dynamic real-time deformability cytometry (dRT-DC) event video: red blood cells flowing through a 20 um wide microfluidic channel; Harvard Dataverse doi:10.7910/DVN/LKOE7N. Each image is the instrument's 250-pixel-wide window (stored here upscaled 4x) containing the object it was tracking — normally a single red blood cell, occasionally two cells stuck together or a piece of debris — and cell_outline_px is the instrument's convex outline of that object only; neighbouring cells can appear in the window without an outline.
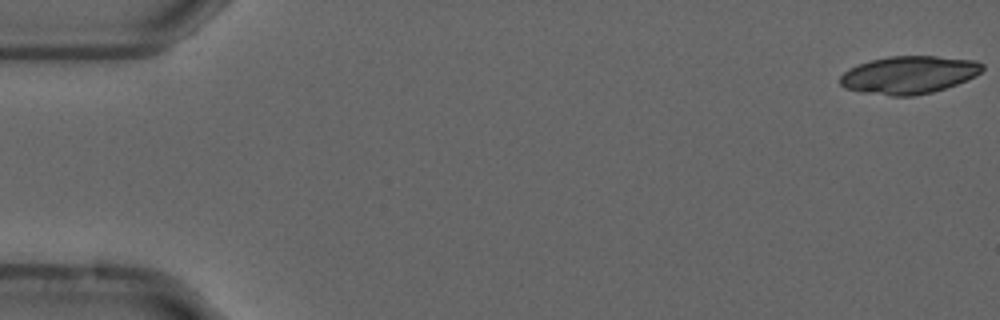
{"species": "common noctule bat (a hibernating species)", "species_latin": "Nyctalus noctula", "temperature_condition": "cold", "stored_images_in_passage": 54, "camera_frame_rate_fps": 3000, "um_per_image_px": 0.085, "animal": {"sex": "male", "forearm_length_mm": 52.5}, "frame": {"image": 1, "passage_image": 1, "time_ms": 0.0, "image_size_px": [1000, 320], "cell_outline_px": [[984, 68], [976, 76], [968, 80], [932, 92], [912, 96], [892, 96], [860, 92], [844, 88], [840, 84], [840, 76], [844, 72], [860, 64], [872, 60], [888, 56], [936, 56], [976, 60], [984, 64]], "centroid_in_image_um": [77.28, 6.36], "position_along_channel_um": 7.7, "area_um2": 31.27}}
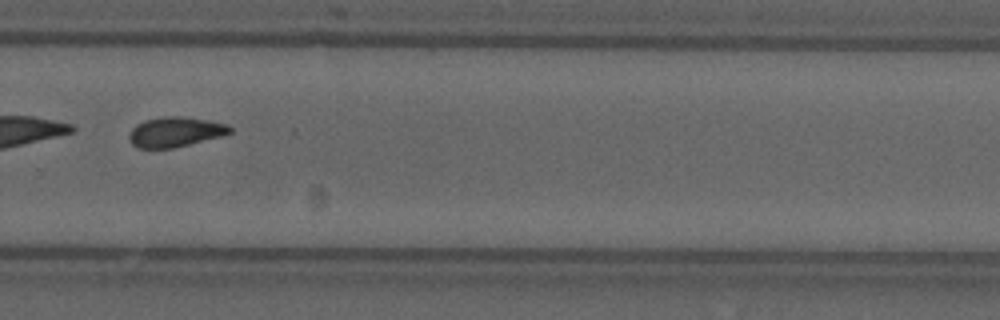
{"frame": {"image": 2, "passage_image": 38, "time_ms": 12.333, "image_size_px": [1000, 320], "cell_outline_px": [[232, 132], [224, 136], [172, 148], [136, 148], [132, 144], [128, 136], [132, 128], [136, 124], [144, 120], [164, 116], [184, 116], [208, 120], [228, 124], [232, 128]], "centroid_in_image_um": [14.91, 11.21], "position_along_channel_um": 314.9, "area_um2": 17.8}, "authors_computed_cell_mechanics": {"area_um2": 19.2763, "velocity_mm_per_s": 3.7092, "shape_relaxation_time_tau1_ms": 7.5007, "shape_relaxation_time_tau2_ms": 5.0557, "deformation_change_tau1": 0.1466, "deformation_change_tau2": 0.1}}